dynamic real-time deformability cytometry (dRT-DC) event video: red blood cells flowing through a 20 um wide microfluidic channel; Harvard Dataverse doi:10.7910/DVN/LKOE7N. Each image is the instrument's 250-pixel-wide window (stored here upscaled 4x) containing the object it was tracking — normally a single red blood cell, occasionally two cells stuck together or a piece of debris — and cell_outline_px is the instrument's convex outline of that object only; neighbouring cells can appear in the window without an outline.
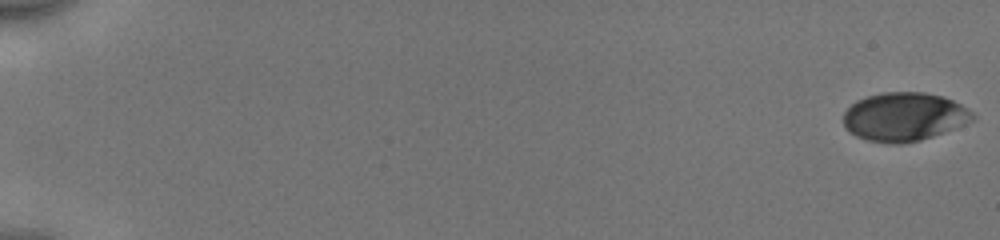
{"species": "human", "species_latin": "Homo sapiens", "temperature_condition": "cold", "stored_images_in_passage": 54, "camera_frame_rate_fps": 3000, "um_per_image_px": 0.085, "donor": {"sex": "male"}, "frame": {"image": 1, "passage_image": 1, "time_ms": 0.0, "image_size_px": [1000, 240], "cell_outline_px": [[976, 116], [972, 120], [964, 124], [944, 132], [920, 140], [900, 144], [888, 144], [868, 140], [856, 136], [844, 124], [844, 112], [856, 100], [868, 96], [884, 92], [924, 92], [944, 96], [968, 108]], "centroid_in_image_um": [76.87, 9.92], "position_along_channel_um": 8.1, "area_um2": 36.41}}
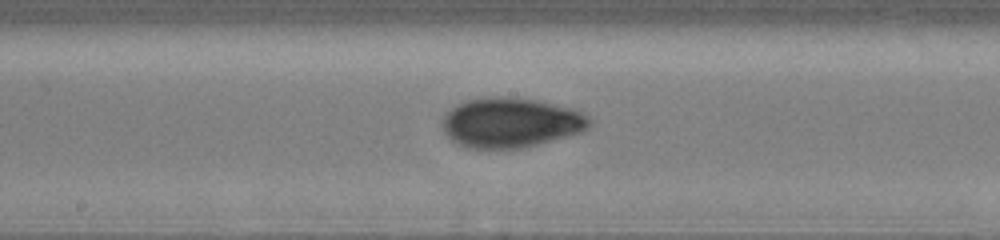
{"frame": {"image": 2, "passage_image": 31, "time_ms": 10.0, "image_size_px": [1000, 240], "cell_outline_px": [[592, 124], [588, 128], [580, 132], [536, 144], [520, 148], [464, 148], [456, 144], [444, 132], [444, 116], [456, 104], [464, 100], [488, 96], [504, 96], [536, 100], [576, 108], [588, 116], [592, 120]], "centroid_in_image_um": [43.42, 10.4], "position_along_channel_um": 204.8, "area_um2": 42.83}}
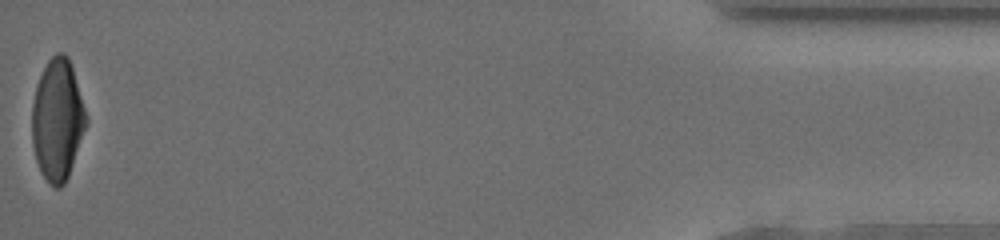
{"frame": {"image": 3, "passage_image": 54, "time_ms": 17.667, "image_size_px": [1000, 240], "cell_outline_px": [[88, 124], [68, 176], [64, 184], [60, 188], [56, 188], [48, 184], [40, 172], [36, 160], [32, 144], [32, 104], [36, 84], [48, 60], [56, 52], [64, 52], [68, 56], [72, 68], [88, 120]], "centroid_in_image_um": [4.87, 10.21], "position_along_channel_um": 430.3, "area_um2": 38.49}, "authors_computed_cell_mechanics": {"area_um2": 38.6393, "velocity_mm_per_s": 3.9733, "shape_relaxation_time_tau1_ms": 3.1382, "shape_relaxation_time_tau2_ms": 1.3453, "deformation_change_tau1": 0.1395, "deformation_change_tau2": 0.0492}}